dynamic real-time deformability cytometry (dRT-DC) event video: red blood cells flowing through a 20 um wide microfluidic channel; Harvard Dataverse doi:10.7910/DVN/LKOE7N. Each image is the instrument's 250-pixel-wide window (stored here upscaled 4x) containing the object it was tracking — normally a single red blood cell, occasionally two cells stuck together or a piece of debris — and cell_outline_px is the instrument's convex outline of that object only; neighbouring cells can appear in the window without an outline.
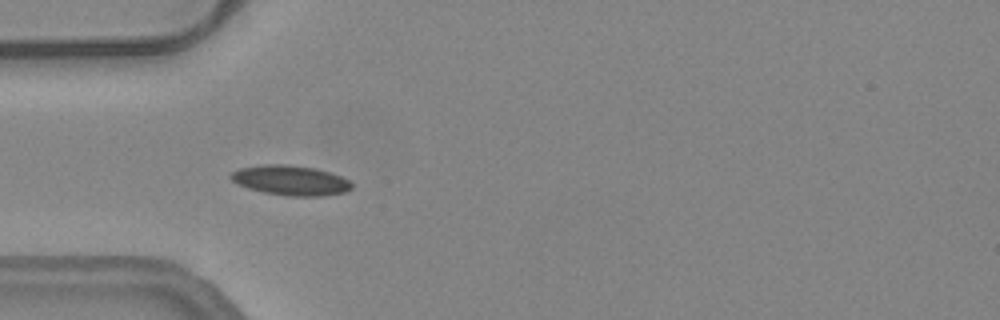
{"species": "common noctule bat (a hibernating species)", "species_latin": "Nyctalus noctula", "temperature_condition": "warm", "stored_images_in_passage": 29, "camera_frame_rate_fps": 3000, "um_per_image_px": 0.085, "animal": {"sex": "female", "body_mass_g": 24.6, "forearm_length_mm": 56.2}, "frame": {"image": 1, "passage_image": 4, "time_ms": 1.0, "image_size_px": [1000, 320], "cell_outline_px": [[352, 188], [344, 192], [324, 196], [288, 196], [264, 192], [248, 188], [236, 184], [228, 176], [232, 172], [240, 168], [264, 164], [288, 164], [316, 168], [340, 176], [348, 180], [352, 184]], "centroid_in_image_um": [24.67, 15.33], "position_along_channel_um": 60.3, "area_um2": 21.1}}
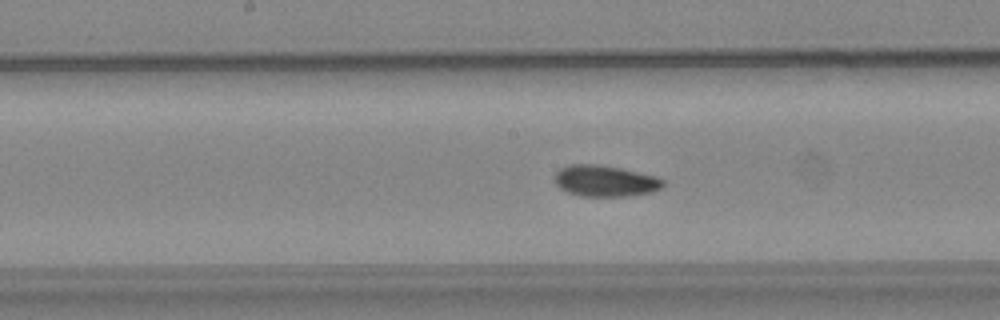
{"frame": {"image": 2, "passage_image": 15, "time_ms": 4.667, "image_size_px": [1000, 320], "cell_outline_px": [[664, 188], [652, 192], [628, 196], [580, 196], [568, 192], [560, 188], [556, 184], [556, 172], [560, 168], [568, 164], [596, 164], [620, 168], [656, 176], [664, 180]], "centroid_in_image_um": [51.46, 15.38], "position_along_channel_um": 196.7, "area_um2": 19.77}}
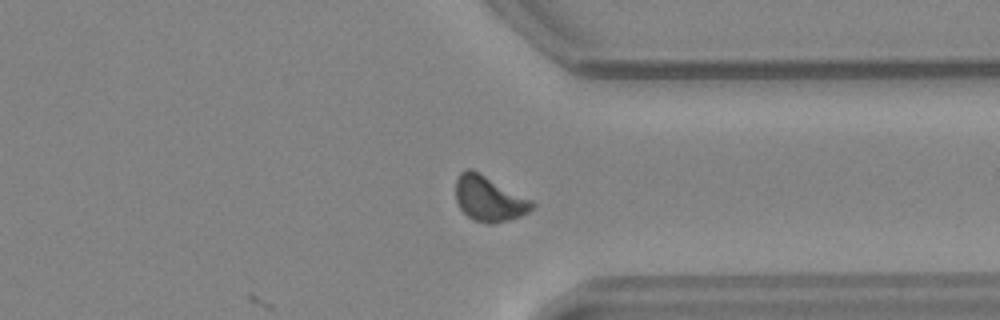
{"frame": {"image": 3, "passage_image": 29, "time_ms": 9.333, "image_size_px": [1000, 320], "cell_outline_px": [[536, 204], [528, 212], [520, 216], [508, 220], [492, 224], [488, 224], [472, 220], [460, 208], [456, 200], [456, 176], [464, 168], [472, 168], [532, 200]], "centroid_in_image_um": [41.54, 16.87], "position_along_channel_um": 369.9, "area_um2": 20.29}, "authors_computed_cell_mechanics": {"area_um2": 19.7676, "velocity_mm_per_s": 3.7401, "shape_relaxation_time_tau1_ms": 4.5345, "shape_relaxation_time_tau2_ms": 7.2658, "deformation_change_tau1": 0.1073, "deformation_change_tau2": 0.0965}}